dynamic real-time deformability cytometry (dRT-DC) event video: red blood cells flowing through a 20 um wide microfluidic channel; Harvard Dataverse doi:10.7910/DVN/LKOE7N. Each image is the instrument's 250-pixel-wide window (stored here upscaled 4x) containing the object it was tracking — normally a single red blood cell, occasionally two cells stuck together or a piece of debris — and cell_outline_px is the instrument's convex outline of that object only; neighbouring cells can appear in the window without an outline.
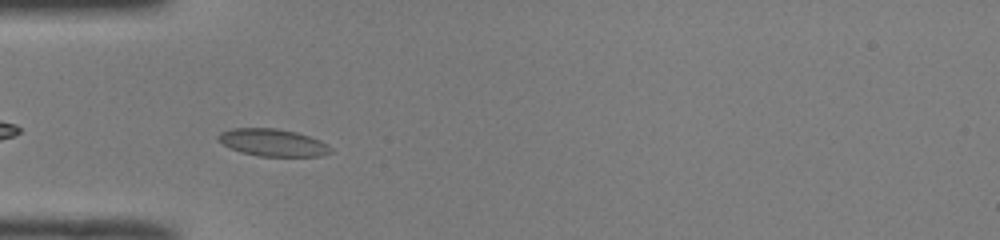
{"species": "common noctule bat (a hibernating species)", "species_latin": "Nyctalus noctula", "temperature_condition": "room temperature", "stored_images_in_passage": 18, "camera_frame_rate_fps": 3000, "um_per_image_px": 0.085, "animal": {"sex": "male", "body_mass_g": 19.0, "forearm_length_mm": 50.8}, "frame": {"image": 1, "passage_image": 3, "time_ms": 0.667, "image_size_px": [1000, 240], "cell_outline_px": [[332, 152], [320, 156], [256, 156], [240, 152], [224, 144], [216, 136], [220, 132], [232, 128], [276, 128], [296, 132], [320, 140], [328, 144], [332, 148]], "centroid_in_image_um": [23.2, 12.12], "position_along_channel_um": 61.8, "area_um2": 17.86}}
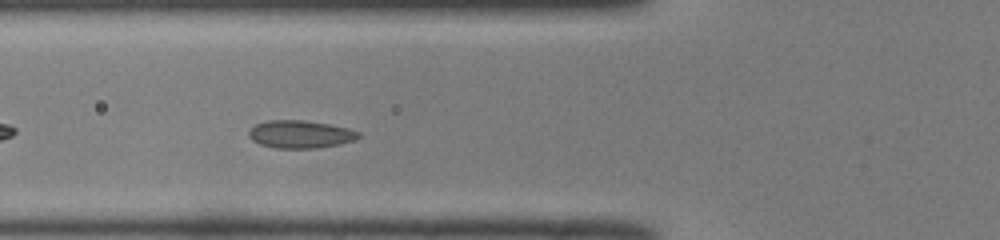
{"frame": {"image": 2, "passage_image": 6, "time_ms": 1.667, "image_size_px": [1000, 240], "cell_outline_px": [[360, 136], [356, 140], [340, 144], [316, 148], [272, 148], [260, 144], [252, 140], [248, 136], [248, 132], [256, 124], [268, 120], [304, 120], [328, 124], [348, 128], [360, 132]], "centroid_in_image_um": [25.53, 11.41], "position_along_channel_um": 100.3, "area_um2": 17.8}}
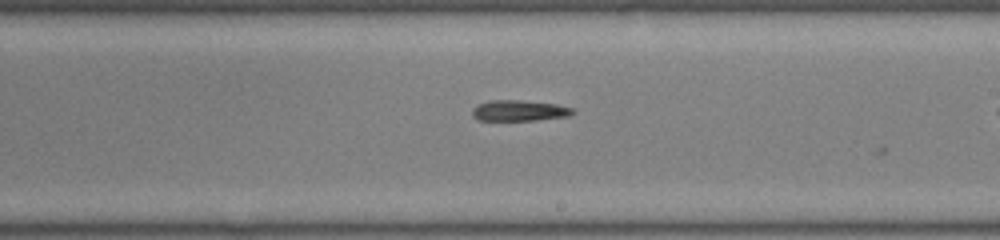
{"frame": {"image": 3, "passage_image": 17, "time_ms": 5.333, "image_size_px": [1000, 240], "cell_outline_px": [[576, 112], [572, 116], [536, 120], [480, 120], [472, 116], [472, 108], [476, 104], [488, 100], [516, 100], [556, 104], [572, 108]], "centroid_in_image_um": [44.13, 9.4], "position_along_channel_um": 244.9, "area_um2": 12.31}}